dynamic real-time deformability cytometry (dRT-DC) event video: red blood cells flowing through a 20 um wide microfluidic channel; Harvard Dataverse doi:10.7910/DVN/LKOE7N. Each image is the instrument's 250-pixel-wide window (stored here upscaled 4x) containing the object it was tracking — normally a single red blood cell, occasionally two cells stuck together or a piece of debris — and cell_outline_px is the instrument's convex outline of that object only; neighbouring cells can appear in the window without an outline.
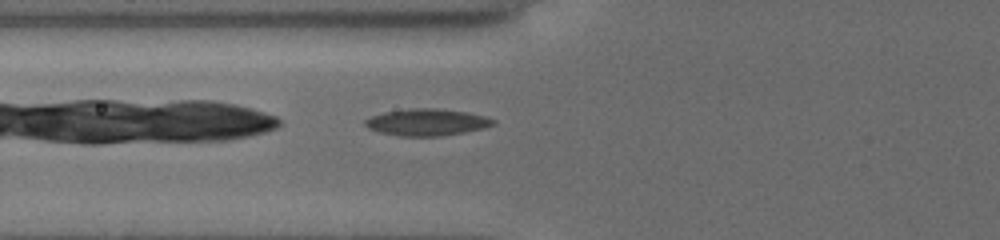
{"species": "common noctule bat (a hibernating species)", "species_latin": "Nyctalus noctula", "temperature_condition": "cold", "stored_images_in_passage": 35, "camera_frame_rate_fps": 3000, "um_per_image_px": 0.085, "animal": {"sex": "female", "body_mass_g": 19.5, "forearm_length_mm": 54.1}, "frame": {"image": 1, "passage_image": 2, "time_ms": 0.333, "image_size_px": [1000, 240], "cell_outline_px": [[496, 124], [484, 128], [464, 132], [440, 136], [400, 136], [380, 132], [368, 128], [364, 124], [364, 120], [372, 116], [384, 112], [412, 108], [436, 108], [464, 112], [484, 116], [496, 120]], "centroid_in_image_um": [36.28, 10.39], "position_along_channel_um": 89.5, "area_um2": 19.88}}
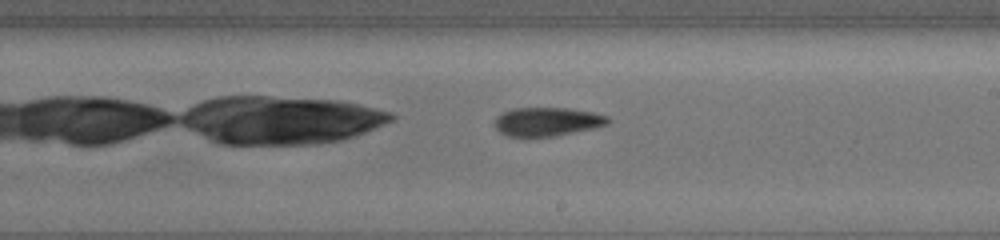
{"frame": {"image": 2, "passage_image": 14, "time_ms": 4.333, "image_size_px": [1000, 240], "cell_outline_px": [[608, 124], [592, 128], [552, 136], [508, 136], [500, 132], [492, 124], [496, 116], [512, 108], [568, 108], [592, 112], [608, 116]], "centroid_in_image_um": [46.45, 10.33], "position_along_channel_um": 242.5, "area_um2": 18.73}}
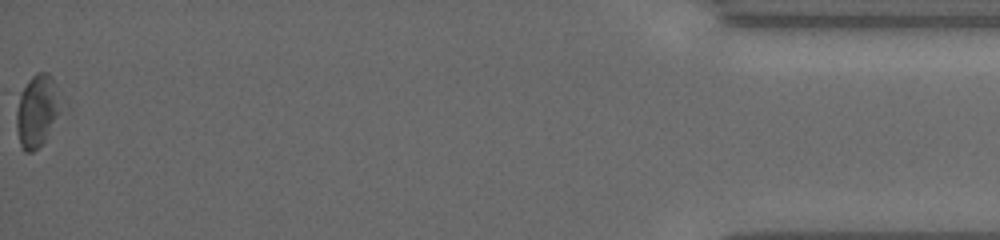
{"frame": {"image": 3, "passage_image": 35, "time_ms": 11.333, "image_size_px": [1000, 240], "cell_outline_px": [[68, 112], [44, 140], [32, 152], [24, 152], [20, 144], [16, 128], [16, 92], [36, 72], [48, 72], [52, 76], [64, 96], [68, 108]], "centroid_in_image_um": [3.27, 9.34], "position_along_channel_um": 431.9, "area_um2": 20.87}, "authors_computed_cell_mechanics": {"area_um2": 19.1318, "velocity_mm_per_s": 3.8299, "shape_relaxation_time_tau1_ms": 5.3137, "shape_relaxation_time_tau2_ms": null, "deformation_change_tau1": 0.0986, "deformation_change_tau2": null}}